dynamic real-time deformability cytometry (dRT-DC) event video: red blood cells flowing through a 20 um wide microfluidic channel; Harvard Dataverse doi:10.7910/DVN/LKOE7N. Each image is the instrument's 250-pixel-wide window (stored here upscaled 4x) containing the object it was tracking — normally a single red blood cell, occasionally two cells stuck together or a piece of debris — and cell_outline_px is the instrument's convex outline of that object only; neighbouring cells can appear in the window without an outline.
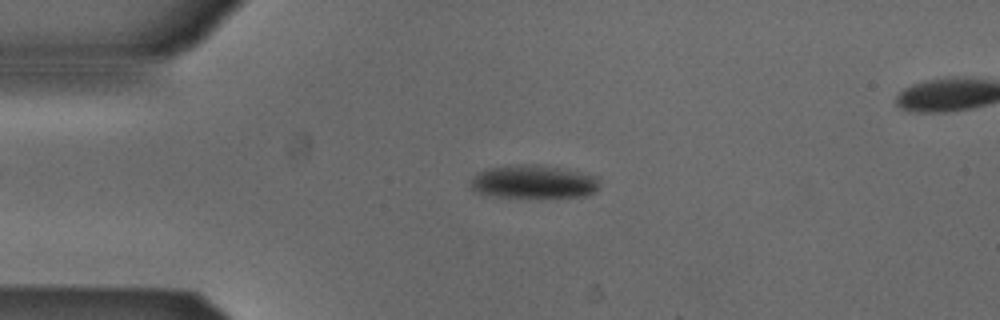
{"species": "Egyptian fruit bat (a non-hibernating species)", "species_latin": "Rousettus aegyptiacus", "temperature_condition": "cold", "stored_images_in_passage": 43, "camera_frame_rate_fps": 3000, "um_per_image_px": 0.085, "animal": {"sex": "male"}, "frame": {"image": 1, "passage_image": 7, "time_ms": 2.0, "image_size_px": [1000, 320], "cell_outline_px": [[596, 188], [592, 192], [584, 196], [496, 196], [480, 192], [472, 188], [472, 180], [476, 172], [488, 168], [520, 164], [536, 164], [560, 168], [596, 176]], "centroid_in_image_um": [45.3, 15.42], "position_along_channel_um": 39.7, "area_um2": 24.04}}
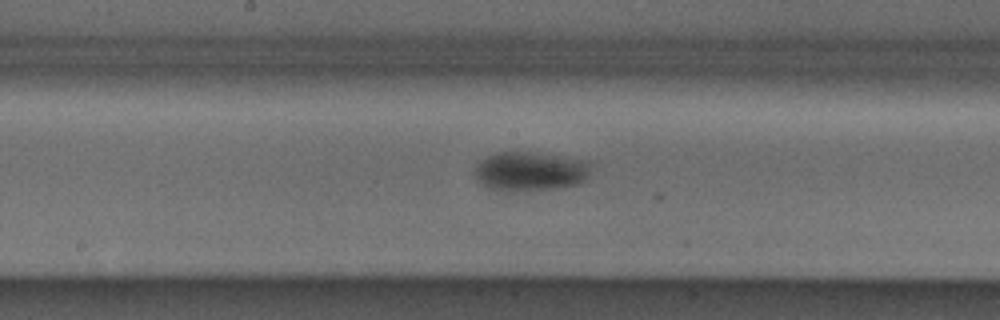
{"frame": {"image": 2, "passage_image": 22, "time_ms": 7.0, "image_size_px": [1000, 320], "cell_outline_px": [[588, 168], [584, 180], [580, 184], [556, 188], [516, 192], [512, 192], [488, 188], [476, 180], [476, 164], [480, 160], [496, 152], [528, 152], [588, 160]], "centroid_in_image_um": [45.01, 14.58], "position_along_channel_um": 203.2, "area_um2": 26.41}}
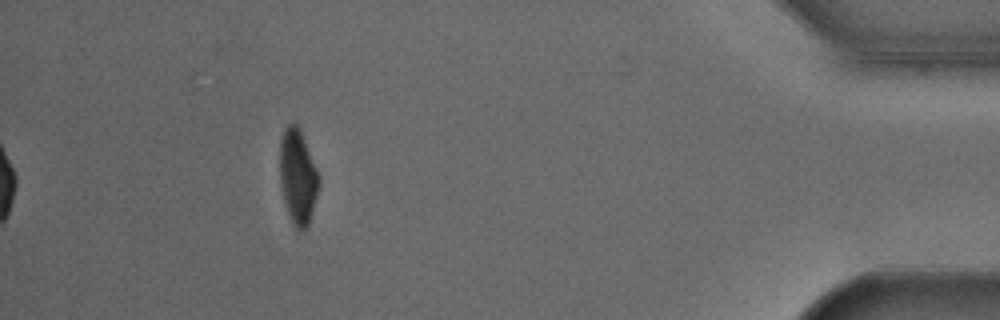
{"frame": {"image": 3, "passage_image": 43, "time_ms": 14.0, "image_size_px": [1000, 320], "cell_outline_px": [[320, 184], [312, 212], [308, 224], [300, 232], [292, 224], [288, 216], [284, 204], [280, 180], [280, 140], [284, 128], [288, 124], [296, 124], [300, 128], [320, 176]], "centroid_in_image_um": [25.31, 15.02], "position_along_channel_um": 409.9, "area_um2": 21.79}, "authors_computed_cell_mechanics": {"area_um2": 25.6632, "velocity_mm_per_s": 3.818, "shape_relaxation_time_tau1_ms": 3.9804, "shape_relaxation_time_tau2_ms": null, "deformation_change_tau1": 0.1224, "deformation_change_tau2": null}}